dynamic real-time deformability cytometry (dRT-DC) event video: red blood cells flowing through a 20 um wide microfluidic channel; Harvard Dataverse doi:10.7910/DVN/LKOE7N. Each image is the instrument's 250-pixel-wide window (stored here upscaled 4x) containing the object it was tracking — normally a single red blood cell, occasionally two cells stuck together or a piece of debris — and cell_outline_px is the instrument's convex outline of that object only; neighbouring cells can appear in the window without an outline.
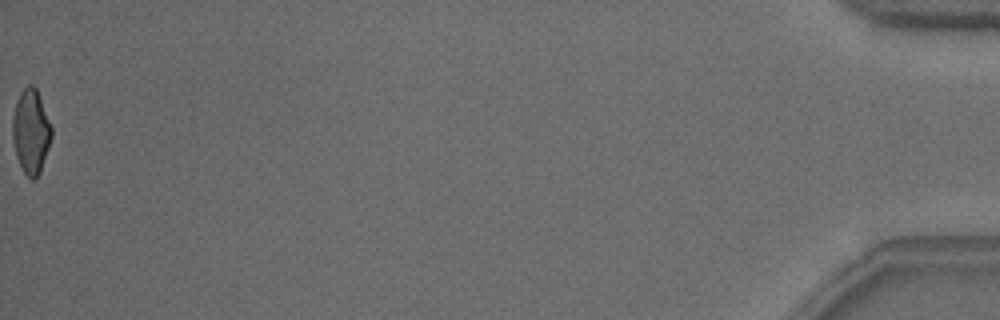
{"species": "common noctule bat (a hibernating species)", "species_latin": "Nyctalus noctula", "temperature_condition": "warm", "stored_images_in_passage": 45, "segment_of_instrument_passage": [2, 2], "camera_frame_rate_fps": 3000, "um_per_image_px": 0.085, "animal": {"sex": "male", "body_mass_g": 18.8}, "frame": {"image": 1, "passage_image": 45, "time_ms": 14.667, "image_size_px": [1000, 320], "cell_outline_px": [[52, 136], [40, 172], [36, 180], [32, 180], [24, 172], [16, 156], [12, 140], [12, 116], [20, 92], [28, 84], [32, 84], [36, 88], [52, 128]], "centroid_in_image_um": [2.61, 11.19], "position_along_channel_um": 432.6, "area_um2": 19.07}}